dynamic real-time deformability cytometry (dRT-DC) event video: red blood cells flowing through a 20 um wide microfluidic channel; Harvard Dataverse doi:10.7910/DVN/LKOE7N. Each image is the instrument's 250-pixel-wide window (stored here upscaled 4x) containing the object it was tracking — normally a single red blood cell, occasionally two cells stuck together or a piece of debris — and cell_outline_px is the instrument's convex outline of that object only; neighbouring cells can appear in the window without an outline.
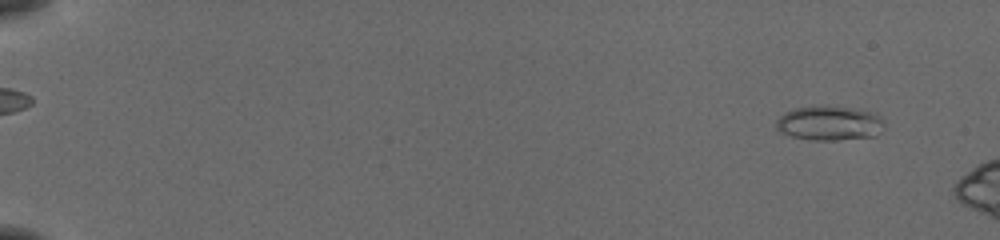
{"species": "common noctule bat (a hibernating species)", "species_latin": "Nyctalus noctula", "temperature_condition": "cold", "stored_images_in_passage": 12, "camera_frame_rate_fps": 3000, "um_per_image_px": 0.085, "animal": {"sex": "female", "body_mass_g": 19.5, "forearm_length_mm": 54.1}, "frame": {"image": 1, "passage_image": 4, "time_ms": 1.0, "image_size_px": [1000, 240], "cell_outline_px": [[884, 124], [880, 132], [876, 136], [836, 140], [812, 140], [792, 136], [780, 132], [776, 128], [776, 120], [784, 112], [796, 108], [840, 108], [868, 112], [884, 120]], "centroid_in_image_um": [70.46, 10.53], "position_along_channel_um": 14.5, "area_um2": 20.81}}